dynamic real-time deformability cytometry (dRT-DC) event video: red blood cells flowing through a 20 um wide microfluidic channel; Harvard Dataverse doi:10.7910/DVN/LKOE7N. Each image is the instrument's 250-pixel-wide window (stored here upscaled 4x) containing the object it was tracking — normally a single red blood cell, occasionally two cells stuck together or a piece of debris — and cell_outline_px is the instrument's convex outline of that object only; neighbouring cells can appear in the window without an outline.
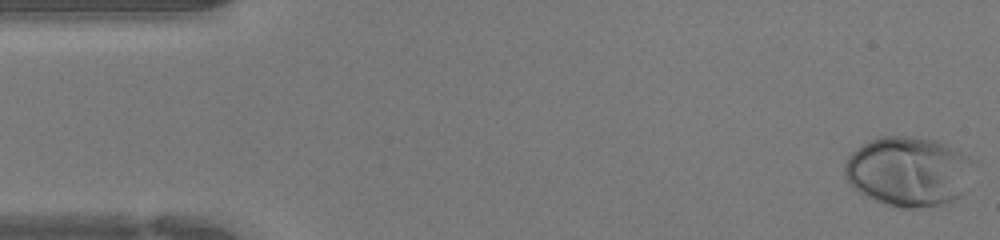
{"species": "human", "species_latin": "Homo sapiens", "temperature_condition": "warm", "stored_images_in_passage": 44, "camera_frame_rate_fps": 3000, "um_per_image_px": 0.085, "donor": {"sex": "female"}, "frame": {"image": 1, "passage_image": 1, "time_ms": 0.0, "image_size_px": [1000, 240], "cell_outline_px": [[980, 160], [964, 192], [960, 196], [948, 204], [916, 208], [900, 208], [864, 196], [844, 176], [844, 164], [848, 156], [856, 148], [868, 140], [880, 136], [920, 136], [936, 140], [956, 148]], "centroid_in_image_um": [77.32, 14.54], "position_along_channel_um": 7.7, "area_um2": 53.75}}
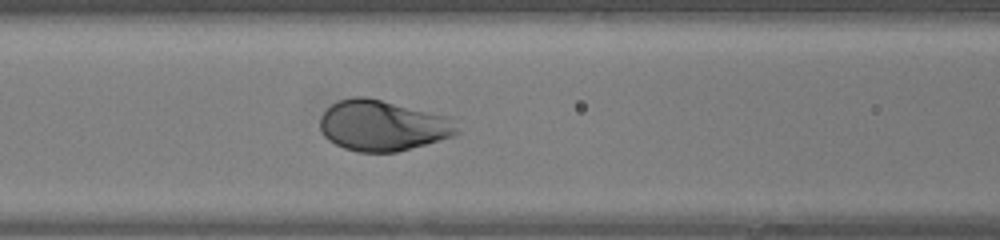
{"frame": {"image": 2, "passage_image": 18, "time_ms": 5.667, "image_size_px": [1000, 240], "cell_outline_px": [[460, 132], [452, 136], [396, 152], [360, 152], [344, 148], [328, 140], [324, 136], [320, 128], [320, 116], [336, 100], [352, 96], [368, 96], [452, 116]], "centroid_in_image_um": [32.53, 10.64], "position_along_channel_um": 134.1, "area_um2": 40.92}}
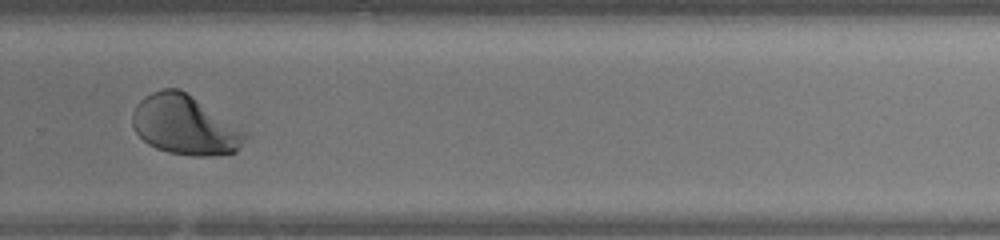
{"frame": {"image": 3, "passage_image": 30, "time_ms": 9.667, "image_size_px": [1000, 240], "cell_outline_px": [[248, 136], [236, 152], [216, 156], [192, 156], [168, 152], [156, 148], [148, 144], [136, 132], [132, 124], [132, 112], [136, 104], [144, 96], [152, 92], [164, 88], [180, 88], [248, 132]], "centroid_in_image_um": [15.72, 10.63], "position_along_channel_um": 314.1, "area_um2": 39.25}}